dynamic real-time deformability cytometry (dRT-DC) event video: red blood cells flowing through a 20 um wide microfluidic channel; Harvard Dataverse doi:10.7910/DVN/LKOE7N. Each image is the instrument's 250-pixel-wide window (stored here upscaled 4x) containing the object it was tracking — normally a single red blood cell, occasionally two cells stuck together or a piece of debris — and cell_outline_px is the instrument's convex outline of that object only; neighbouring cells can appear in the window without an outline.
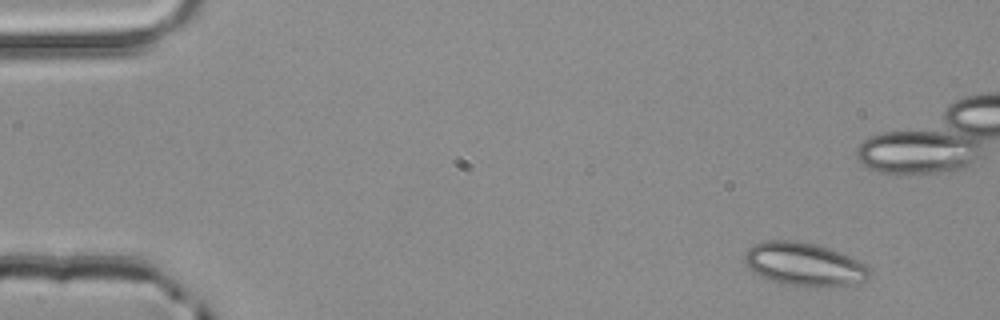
{"species": "common noctule bat (a hibernating species)", "species_latin": "Nyctalus noctula", "temperature_condition": "room temperature", "stored_images_in_passage": 6, "camera_frame_rate_fps": 3000, "um_per_image_px": 0.085, "animal": {"sex": "male", "body_mass_g": 20.4}, "frame": {"image": 1, "passage_image": 1, "time_ms": 0.0, "image_size_px": [1000, 320], "cell_outline_px": [[872, 276], [868, 280], [832, 288], [788, 284], [772, 280], [760, 276], [748, 268], [744, 260], [744, 256], [748, 248], [752, 244], [764, 240], [792, 240], [812, 244], [828, 248], [840, 252], [868, 264], [872, 272]], "centroid_in_image_um": [68.41, 22.47], "position_along_channel_um": 16.6, "area_um2": 31.79}}